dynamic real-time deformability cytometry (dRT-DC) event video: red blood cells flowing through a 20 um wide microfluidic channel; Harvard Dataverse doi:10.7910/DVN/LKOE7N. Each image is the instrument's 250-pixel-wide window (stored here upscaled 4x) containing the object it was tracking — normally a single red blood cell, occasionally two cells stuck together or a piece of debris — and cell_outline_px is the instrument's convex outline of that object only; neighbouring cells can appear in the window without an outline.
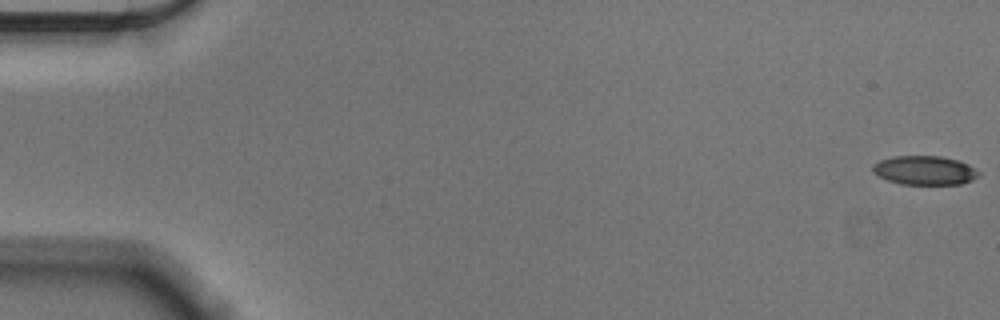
{"species": "Egyptian fruit bat (a non-hibernating species)", "species_latin": "Rousettus aegyptiacus", "temperature_condition": "cold", "stored_images_in_passage": 56, "camera_frame_rate_fps": 3000, "um_per_image_px": 0.085, "animal": {"sex": "male"}, "frame": {"image": 1, "passage_image": 1, "time_ms": 0.0, "image_size_px": [1000, 320], "cell_outline_px": [[980, 172], [972, 180], [960, 184], [900, 184], [888, 180], [872, 172], [872, 164], [880, 160], [892, 156], [940, 156], [960, 160], [976, 168]], "centroid_in_image_um": [78.59, 14.47], "position_along_channel_um": 6.4, "area_um2": 17.98}}
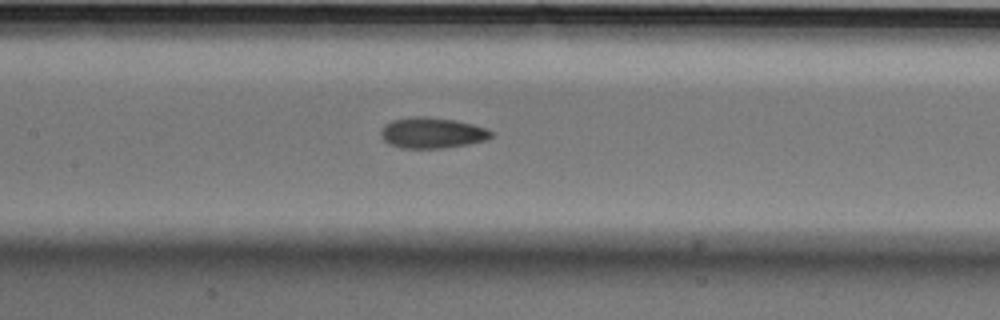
{"frame": {"image": 2, "passage_image": 27, "time_ms": 8.667, "image_size_px": [1000, 320], "cell_outline_px": [[492, 136], [484, 140], [468, 144], [444, 148], [400, 148], [388, 144], [380, 136], [380, 128], [384, 124], [392, 120], [416, 116], [424, 116], [452, 120], [472, 124], [484, 128], [492, 132]], "centroid_in_image_um": [36.65, 11.3], "position_along_channel_um": 170.8, "area_um2": 19.71}}
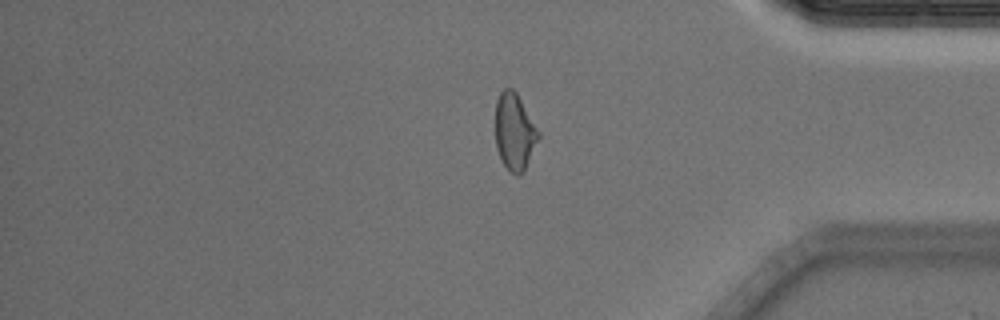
{"frame": {"image": 3, "passage_image": 47, "time_ms": 15.333, "image_size_px": [1000, 320], "cell_outline_px": [[540, 136], [524, 172], [516, 176], [504, 164], [496, 148], [496, 100], [500, 92], [504, 88], [512, 88], [516, 92], [540, 132]], "centroid_in_image_um": [43.74, 11.19], "position_along_channel_um": 391.5, "area_um2": 19.13}, "authors_computed_cell_mechanics": {"area_um2": 19.363, "velocity_mm_per_s": 3.6191, "shape_relaxation_time_tau1_ms": 8.0879, "shape_relaxation_time_tau2_ms": 3.2177, "deformation_change_tau1": 0.1739, "deformation_change_tau2": 0.095}}